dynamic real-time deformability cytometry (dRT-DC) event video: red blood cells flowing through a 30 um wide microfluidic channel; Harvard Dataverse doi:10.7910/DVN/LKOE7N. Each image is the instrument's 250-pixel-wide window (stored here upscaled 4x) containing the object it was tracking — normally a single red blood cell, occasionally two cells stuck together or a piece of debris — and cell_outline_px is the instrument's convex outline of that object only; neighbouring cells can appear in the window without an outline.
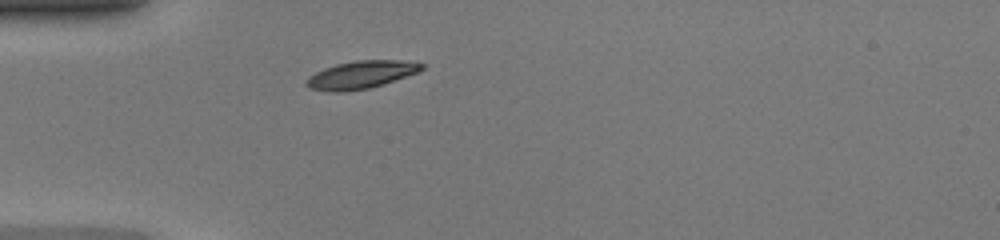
{"species": "common noctule bat (a hibernating species)", "species_latin": "Nyctalus noctula", "temperature_condition": "warm", "stored_images_in_passage": 28, "camera_frame_rate_fps": 3000, "um_per_image_px": 0.085, "animal": {"sex": "female", "body_mass_g": 20.0, "forearm_length_mm": 54.0}, "frame": {"image": 1, "passage_image": 1, "time_ms": 0.0, "image_size_px": [1000, 240], "cell_outline_px": [[424, 68], [416, 72], [384, 84], [368, 88], [344, 92], [328, 92], [308, 88], [304, 84], [304, 80], [308, 76], [324, 68], [336, 64], [356, 60], [400, 60], [424, 64]], "centroid_in_image_um": [30.6, 6.36], "position_along_channel_um": 54.4, "area_um2": 18.67}}
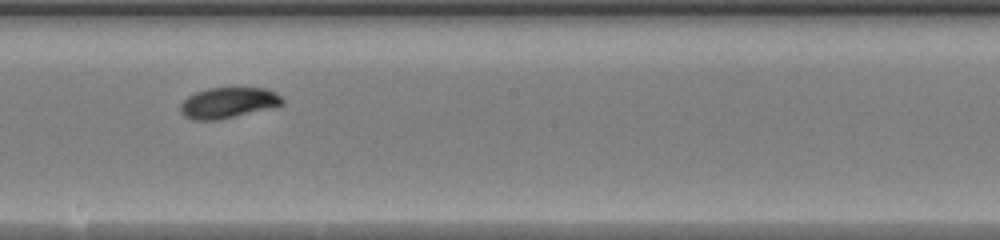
{"frame": {"image": 2, "passage_image": 14, "time_ms": 4.333, "image_size_px": [1000, 240], "cell_outline_px": [[284, 104], [216, 120], [192, 120], [184, 116], [180, 112], [180, 104], [188, 96], [196, 92], [208, 88], [268, 88], [276, 92], [284, 100]], "centroid_in_image_um": [19.36, 8.72], "position_along_channel_um": 228.8, "area_um2": 18.03}}
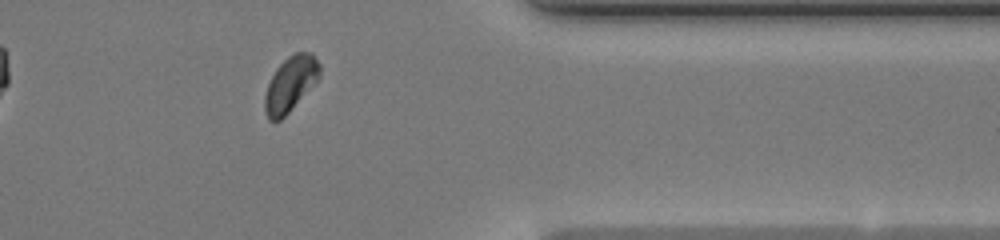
{"frame": {"image": 3, "passage_image": 26, "time_ms": 8.333, "image_size_px": [1000, 240], "cell_outline_px": [[320, 76], [288, 112], [280, 120], [268, 120], [264, 112], [264, 96], [268, 84], [276, 68], [288, 56], [296, 52], [312, 52], [320, 64]], "centroid_in_image_um": [24.67, 7.12], "position_along_channel_um": 386.7, "area_um2": 17.34}, "authors_computed_cell_mechanics": {"area_um2": 18.0336, "velocity_mm_per_s": 4.2814, "shape_relaxation_time_tau1_ms": 3.5533, "shape_relaxation_time_tau2_ms": 3.2091, "deformation_change_tau1": 0.1137, "deformation_change_tau2": 0.0385}}